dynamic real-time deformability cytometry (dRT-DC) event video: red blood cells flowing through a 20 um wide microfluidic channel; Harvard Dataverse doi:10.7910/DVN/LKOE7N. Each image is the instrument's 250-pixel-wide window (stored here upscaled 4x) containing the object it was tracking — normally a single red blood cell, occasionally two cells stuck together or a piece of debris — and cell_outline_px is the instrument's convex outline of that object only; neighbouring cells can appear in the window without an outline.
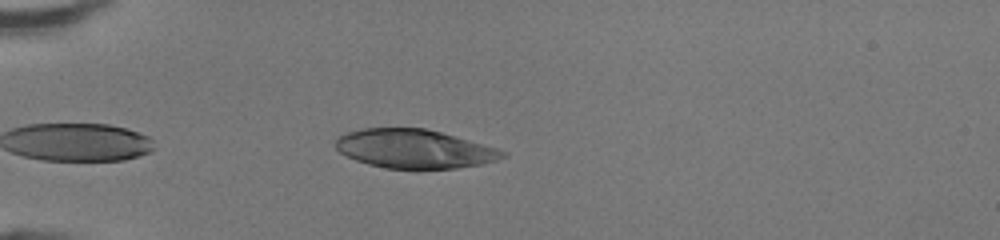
{"species": "human", "species_latin": "Homo sapiens", "temperature_condition": "room temperature", "stored_images_in_passage": 33, "camera_frame_rate_fps": 3000, "um_per_image_px": 0.085, "donor": {"sex": "female"}, "frame": {"image": 1, "passage_image": 2, "time_ms": 0.333, "image_size_px": [1000, 240], "cell_outline_px": [[508, 156], [496, 160], [480, 164], [456, 168], [416, 172], [384, 168], [368, 164], [356, 160], [340, 152], [336, 148], [336, 136], [360, 128], [424, 128], [440, 132], [496, 148], [508, 152]], "centroid_in_image_um": [35.2, 12.69], "position_along_channel_um": 49.8, "area_um2": 38.49}}
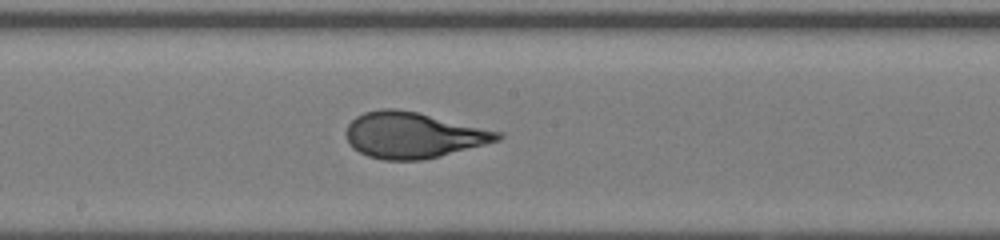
{"frame": {"image": 2, "passage_image": 15, "time_ms": 4.667, "image_size_px": [1000, 240], "cell_outline_px": [[504, 136], [500, 140], [440, 156], [420, 160], [384, 160], [368, 156], [352, 148], [344, 132], [348, 124], [356, 116], [364, 112], [380, 108], [396, 108], [416, 112], [504, 132]], "centroid_in_image_um": [35.11, 11.48], "position_along_channel_um": 213.1, "area_um2": 40.63}}
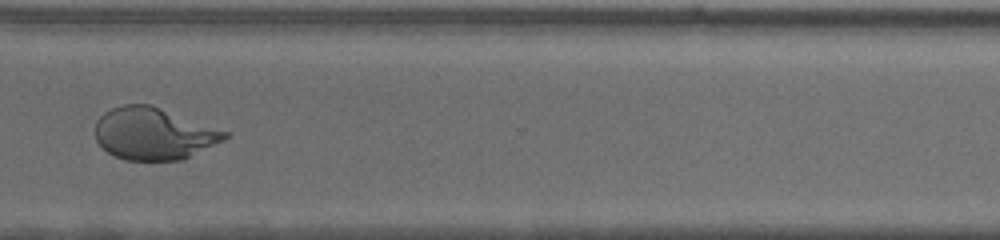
{"frame": {"image": 3, "passage_image": 25, "time_ms": 8.0, "image_size_px": [1000, 240], "cell_outline_px": [[228, 136], [224, 140], [184, 160], [124, 160], [108, 152], [96, 140], [96, 120], [104, 112], [112, 108], [124, 104], [152, 104], [228, 132]], "centroid_in_image_um": [13.06, 11.36], "position_along_channel_um": 357.5, "area_um2": 39.3}, "authors_computed_cell_mechanics": {"area_um2": 40.171, "velocity_mm_per_s": 4.3394, "shape_relaxation_time_tau1_ms": 5.8871, "shape_relaxation_time_tau2_ms": null, "deformation_change_tau1": 0.2694, "deformation_change_tau2": null}}